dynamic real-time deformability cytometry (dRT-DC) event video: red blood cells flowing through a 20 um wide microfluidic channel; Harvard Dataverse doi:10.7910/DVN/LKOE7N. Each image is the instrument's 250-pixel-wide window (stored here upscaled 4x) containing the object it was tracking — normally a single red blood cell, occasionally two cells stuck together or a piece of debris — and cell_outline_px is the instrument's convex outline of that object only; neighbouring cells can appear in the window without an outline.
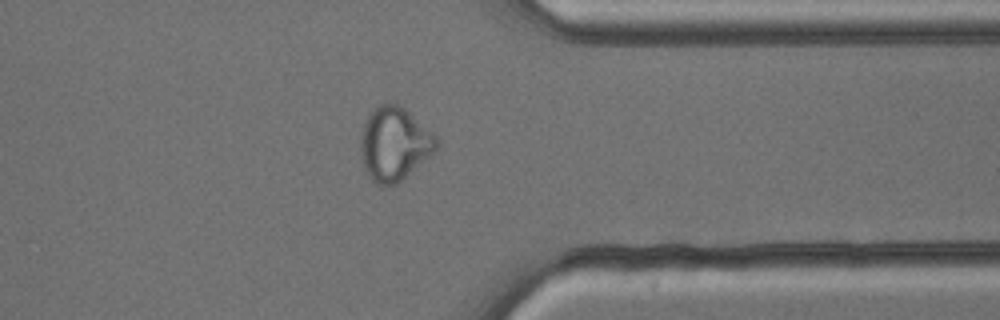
{"species": "common noctule bat (a hibernating species)", "species_latin": "Nyctalus noctula", "temperature_condition": "cold", "stored_images_in_passage": 39, "camera_frame_rate_fps": 3000, "um_per_image_px": 0.085, "animal": {"sex": "male", "body_mass_g": 13.3}, "frame": {"image": 1, "passage_image": 28, "time_ms": 9.0, "image_size_px": [1000, 320], "cell_outline_px": [[436, 148], [428, 156], [396, 184], [376, 184], [368, 176], [364, 168], [360, 156], [360, 132], [372, 108], [380, 104], [400, 104], [436, 136]], "centroid_in_image_um": [33.45, 12.2], "position_along_channel_um": 378.0, "area_um2": 31.96}}